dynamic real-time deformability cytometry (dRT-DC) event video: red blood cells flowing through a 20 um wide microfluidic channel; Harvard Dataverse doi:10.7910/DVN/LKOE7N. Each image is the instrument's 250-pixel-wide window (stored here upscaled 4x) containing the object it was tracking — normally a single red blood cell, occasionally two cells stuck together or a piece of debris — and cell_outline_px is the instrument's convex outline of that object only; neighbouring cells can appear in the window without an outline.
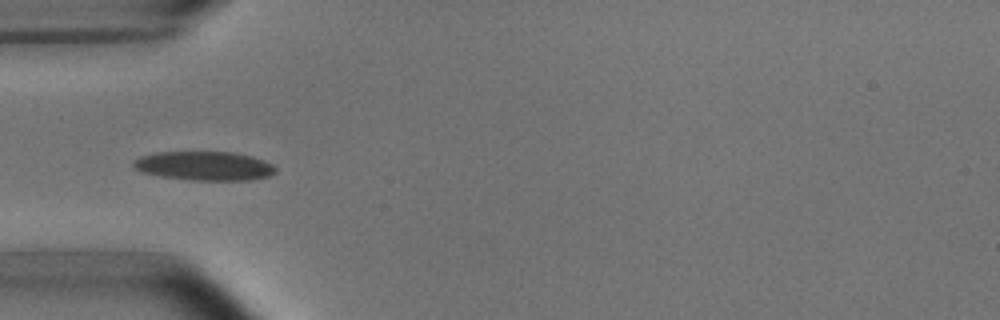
{"species": "common noctule bat (a hibernating species)", "species_latin": "Nyctalus noctula", "temperature_condition": "room temperature", "stored_images_in_passage": 8, "camera_frame_rate_fps": 3000, "um_per_image_px": 0.085, "animal": {"sex": "male", "body_mass_g": 15.6}, "frame": {"image": 1, "passage_image": 2, "time_ms": 1.333, "image_size_px": [1000, 320], "cell_outline_px": [[276, 172], [268, 176], [252, 180], [192, 180], [160, 176], [144, 172], [136, 168], [132, 164], [132, 160], [140, 156], [156, 152], [232, 152], [252, 156], [264, 160], [272, 164], [276, 168]], "centroid_in_image_um": [17.38, 14.1], "position_along_channel_um": 67.6, "area_um2": 24.04}}
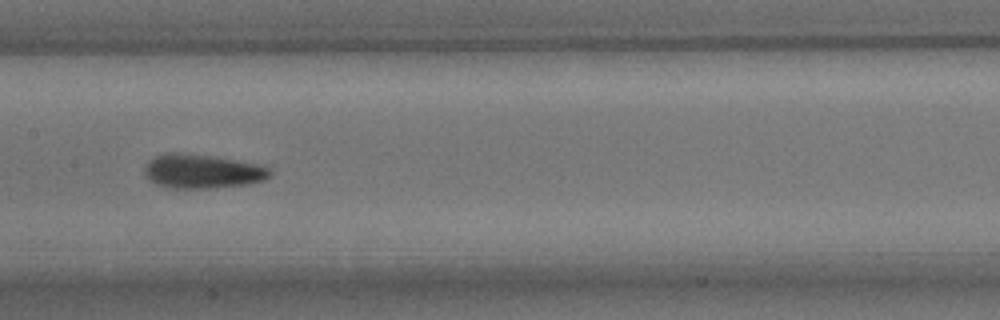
{"frame": {"image": 2, "passage_image": 5, "time_ms": 4.667, "image_size_px": [1000, 320], "cell_outline_px": [[272, 176], [264, 180], [248, 184], [208, 188], [164, 188], [148, 180], [144, 176], [144, 168], [148, 160], [152, 156], [164, 152], [180, 152], [212, 156], [260, 164], [272, 168]], "centroid_in_image_um": [17.16, 14.55], "position_along_channel_um": 190.2, "area_um2": 25.55}}
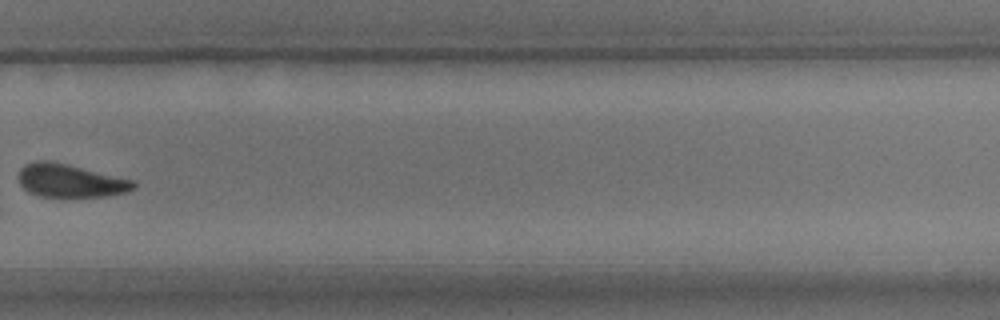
{"frame": {"image": 3, "passage_image": 8, "time_ms": 8.333, "image_size_px": [1000, 320], "cell_outline_px": [[136, 188], [128, 192], [108, 196], [40, 196], [28, 192], [20, 184], [16, 176], [20, 168], [24, 164], [36, 160], [48, 160], [132, 180], [136, 184]], "centroid_in_image_um": [5.91, 15.36], "position_along_channel_um": 323.9, "area_um2": 22.08}}